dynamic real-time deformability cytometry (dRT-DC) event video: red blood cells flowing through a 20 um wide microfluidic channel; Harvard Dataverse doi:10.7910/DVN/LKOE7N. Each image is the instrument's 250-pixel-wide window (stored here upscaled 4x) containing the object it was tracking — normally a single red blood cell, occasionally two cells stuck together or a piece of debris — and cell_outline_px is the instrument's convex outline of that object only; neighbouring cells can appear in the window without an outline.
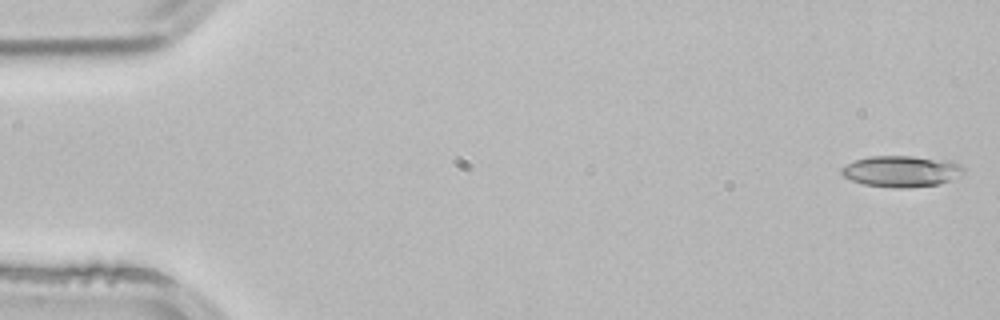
{"species": "common noctule bat (a hibernating species)", "species_latin": "Nyctalus noctula", "temperature_condition": "room temperature", "stored_images_in_passage": 52, "camera_frame_rate_fps": 3000, "um_per_image_px": 0.085, "animal": {"sex": "male", "body_mass_g": 21.5, "forearm_length_mm": 52.0}, "frame": {"image": 1, "passage_image": 1, "time_ms": 0.0, "image_size_px": [1000, 320], "cell_outline_px": [[964, 172], [940, 184], [908, 188], [896, 188], [864, 184], [852, 180], [844, 176], [840, 172], [840, 168], [856, 160], [872, 156], [912, 156], [952, 160], [960, 164], [964, 168]], "centroid_in_image_um": [76.64, 14.55], "position_along_channel_um": 8.4, "area_um2": 22.14}}
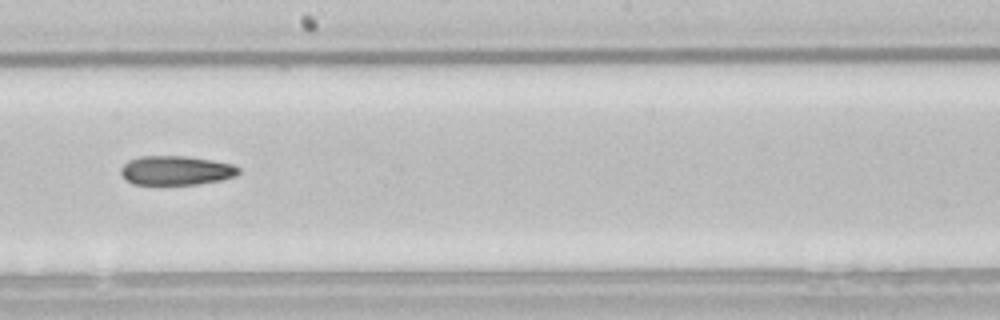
{"frame": {"image": 2, "passage_image": 29, "time_ms": 9.333, "image_size_px": [1000, 320], "cell_outline_px": [[240, 172], [236, 176], [220, 180], [200, 184], [132, 184], [124, 180], [120, 172], [120, 168], [128, 160], [140, 156], [184, 156], [212, 160], [232, 164], [240, 168]], "centroid_in_image_um": [14.94, 14.49], "position_along_channel_um": 233.3, "area_um2": 20.17}}
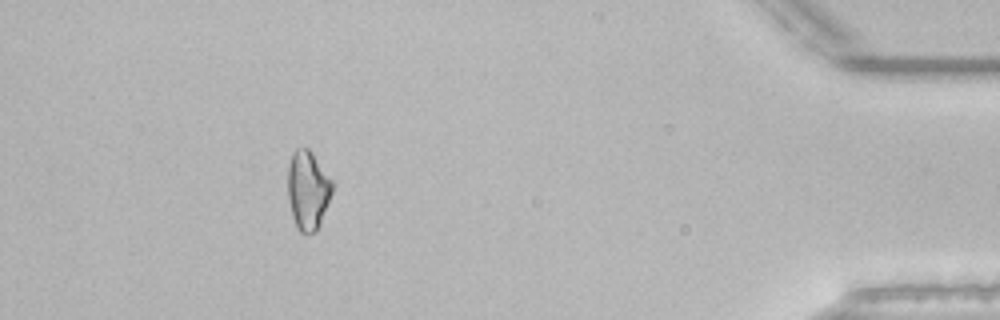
{"frame": {"image": 3, "passage_image": 47, "time_ms": 15.333, "image_size_px": [1000, 320], "cell_outline_px": [[336, 184], [320, 224], [316, 232], [308, 236], [304, 236], [296, 228], [292, 216], [288, 200], [288, 164], [292, 152], [296, 148], [308, 148]], "centroid_in_image_um": [26.18, 16.21], "position_along_channel_um": 409.0, "area_um2": 21.04}}